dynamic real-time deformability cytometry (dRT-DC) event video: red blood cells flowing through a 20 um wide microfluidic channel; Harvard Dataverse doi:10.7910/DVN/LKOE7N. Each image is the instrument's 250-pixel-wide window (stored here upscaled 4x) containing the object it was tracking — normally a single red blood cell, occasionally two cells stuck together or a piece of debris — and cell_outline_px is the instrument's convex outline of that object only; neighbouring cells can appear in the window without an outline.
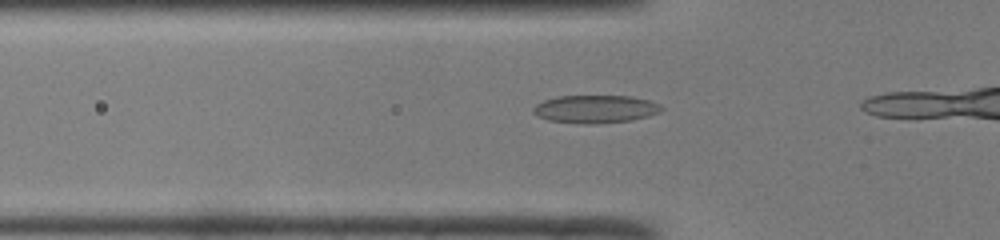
{"species": "common noctule bat (a hibernating species)", "species_latin": "Nyctalus noctula", "temperature_condition": "room temperature", "stored_images_in_passage": 13, "camera_frame_rate_fps": 3000, "um_per_image_px": 0.085, "animal": {"sex": "male", "body_mass_g": 19.0, "forearm_length_mm": 50.8}, "frame": {"image": 1, "passage_image": 8, "time_ms": 2.333, "image_size_px": [1000, 240], "cell_outline_px": [[664, 108], [660, 112], [648, 116], [632, 120], [592, 124], [588, 124], [548, 120], [532, 112], [532, 108], [536, 104], [544, 100], [556, 96], [632, 96], [648, 100], [660, 104]], "centroid_in_image_um": [50.62, 9.26], "position_along_channel_um": 75.2, "area_um2": 20.81}}
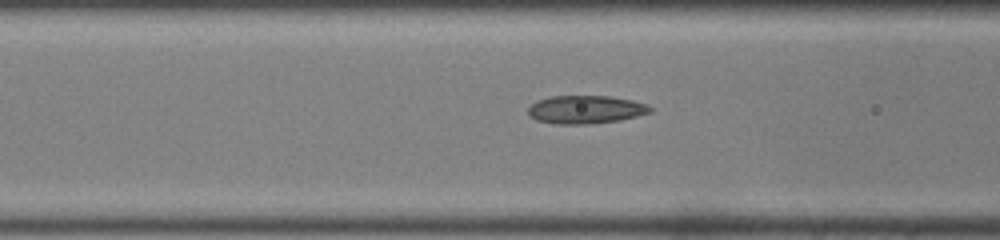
{"frame": {"image": 2, "passage_image": 11, "time_ms": 3.333, "image_size_px": [1000, 240], "cell_outline_px": [[652, 112], [620, 120], [588, 124], [556, 124], [536, 120], [528, 112], [528, 108], [532, 104], [540, 100], [552, 96], [608, 96], [632, 100], [648, 104], [652, 108]], "centroid_in_image_um": [49.81, 9.31], "position_along_channel_um": 116.8, "area_um2": 19.88}}